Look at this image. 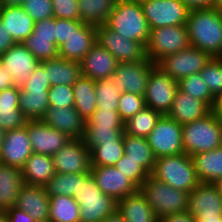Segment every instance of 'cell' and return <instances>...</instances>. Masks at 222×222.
Here are the masks:
<instances>
[{"label":"cell","mask_w":222,"mask_h":222,"mask_svg":"<svg viewBox=\"0 0 222 222\" xmlns=\"http://www.w3.org/2000/svg\"><path fill=\"white\" fill-rule=\"evenodd\" d=\"M124 152L123 136L117 142L101 143L90 149L91 166H114Z\"/></svg>","instance_id":"obj_38"},{"label":"cell","mask_w":222,"mask_h":222,"mask_svg":"<svg viewBox=\"0 0 222 222\" xmlns=\"http://www.w3.org/2000/svg\"><path fill=\"white\" fill-rule=\"evenodd\" d=\"M197 177L202 183H213L222 177V146L191 156Z\"/></svg>","instance_id":"obj_31"},{"label":"cell","mask_w":222,"mask_h":222,"mask_svg":"<svg viewBox=\"0 0 222 222\" xmlns=\"http://www.w3.org/2000/svg\"><path fill=\"white\" fill-rule=\"evenodd\" d=\"M213 184L217 187L219 193L222 195V177L218 178Z\"/></svg>","instance_id":"obj_64"},{"label":"cell","mask_w":222,"mask_h":222,"mask_svg":"<svg viewBox=\"0 0 222 222\" xmlns=\"http://www.w3.org/2000/svg\"><path fill=\"white\" fill-rule=\"evenodd\" d=\"M44 187L49 197L58 195L73 197L78 193L79 173H55Z\"/></svg>","instance_id":"obj_40"},{"label":"cell","mask_w":222,"mask_h":222,"mask_svg":"<svg viewBox=\"0 0 222 222\" xmlns=\"http://www.w3.org/2000/svg\"><path fill=\"white\" fill-rule=\"evenodd\" d=\"M22 8L35 22L53 17V5L51 0H24Z\"/></svg>","instance_id":"obj_48"},{"label":"cell","mask_w":222,"mask_h":222,"mask_svg":"<svg viewBox=\"0 0 222 222\" xmlns=\"http://www.w3.org/2000/svg\"><path fill=\"white\" fill-rule=\"evenodd\" d=\"M40 62L58 57V48L51 38L28 37L22 43Z\"/></svg>","instance_id":"obj_44"},{"label":"cell","mask_w":222,"mask_h":222,"mask_svg":"<svg viewBox=\"0 0 222 222\" xmlns=\"http://www.w3.org/2000/svg\"><path fill=\"white\" fill-rule=\"evenodd\" d=\"M156 66L147 58L138 62L119 63L110 78L121 92L144 96L149 75Z\"/></svg>","instance_id":"obj_12"},{"label":"cell","mask_w":222,"mask_h":222,"mask_svg":"<svg viewBox=\"0 0 222 222\" xmlns=\"http://www.w3.org/2000/svg\"><path fill=\"white\" fill-rule=\"evenodd\" d=\"M24 0H0L1 7L22 6Z\"/></svg>","instance_id":"obj_62"},{"label":"cell","mask_w":222,"mask_h":222,"mask_svg":"<svg viewBox=\"0 0 222 222\" xmlns=\"http://www.w3.org/2000/svg\"><path fill=\"white\" fill-rule=\"evenodd\" d=\"M41 121L71 139H83L86 121L74 107H49Z\"/></svg>","instance_id":"obj_20"},{"label":"cell","mask_w":222,"mask_h":222,"mask_svg":"<svg viewBox=\"0 0 222 222\" xmlns=\"http://www.w3.org/2000/svg\"><path fill=\"white\" fill-rule=\"evenodd\" d=\"M124 134V127H105L99 125H85L83 141L89 148L97 147L101 143L117 142Z\"/></svg>","instance_id":"obj_39"},{"label":"cell","mask_w":222,"mask_h":222,"mask_svg":"<svg viewBox=\"0 0 222 222\" xmlns=\"http://www.w3.org/2000/svg\"><path fill=\"white\" fill-rule=\"evenodd\" d=\"M184 153L189 156L222 146V122L210 112L204 118L182 125Z\"/></svg>","instance_id":"obj_4"},{"label":"cell","mask_w":222,"mask_h":222,"mask_svg":"<svg viewBox=\"0 0 222 222\" xmlns=\"http://www.w3.org/2000/svg\"><path fill=\"white\" fill-rule=\"evenodd\" d=\"M186 28L191 46L222 57V14L212 8L189 10Z\"/></svg>","instance_id":"obj_1"},{"label":"cell","mask_w":222,"mask_h":222,"mask_svg":"<svg viewBox=\"0 0 222 222\" xmlns=\"http://www.w3.org/2000/svg\"><path fill=\"white\" fill-rule=\"evenodd\" d=\"M124 155L138 162L150 175L155 166L156 157L145 137L123 134Z\"/></svg>","instance_id":"obj_33"},{"label":"cell","mask_w":222,"mask_h":222,"mask_svg":"<svg viewBox=\"0 0 222 222\" xmlns=\"http://www.w3.org/2000/svg\"><path fill=\"white\" fill-rule=\"evenodd\" d=\"M105 25L120 36L146 47L150 28L139 1L116 0Z\"/></svg>","instance_id":"obj_2"},{"label":"cell","mask_w":222,"mask_h":222,"mask_svg":"<svg viewBox=\"0 0 222 222\" xmlns=\"http://www.w3.org/2000/svg\"><path fill=\"white\" fill-rule=\"evenodd\" d=\"M84 23L80 20L55 18L56 47L59 48L67 41L73 31H77Z\"/></svg>","instance_id":"obj_51"},{"label":"cell","mask_w":222,"mask_h":222,"mask_svg":"<svg viewBox=\"0 0 222 222\" xmlns=\"http://www.w3.org/2000/svg\"><path fill=\"white\" fill-rule=\"evenodd\" d=\"M102 222H126L124 217L116 210L113 214L108 215Z\"/></svg>","instance_id":"obj_60"},{"label":"cell","mask_w":222,"mask_h":222,"mask_svg":"<svg viewBox=\"0 0 222 222\" xmlns=\"http://www.w3.org/2000/svg\"><path fill=\"white\" fill-rule=\"evenodd\" d=\"M79 63L81 75L95 81L110 78L119 64L118 60L97 42Z\"/></svg>","instance_id":"obj_21"},{"label":"cell","mask_w":222,"mask_h":222,"mask_svg":"<svg viewBox=\"0 0 222 222\" xmlns=\"http://www.w3.org/2000/svg\"><path fill=\"white\" fill-rule=\"evenodd\" d=\"M211 58L208 53L189 46L178 53L165 56L156 65L172 79L179 81L200 72Z\"/></svg>","instance_id":"obj_9"},{"label":"cell","mask_w":222,"mask_h":222,"mask_svg":"<svg viewBox=\"0 0 222 222\" xmlns=\"http://www.w3.org/2000/svg\"><path fill=\"white\" fill-rule=\"evenodd\" d=\"M178 89L195 99L204 101L210 108L214 102V96L205 81L202 80L200 72L179 80Z\"/></svg>","instance_id":"obj_42"},{"label":"cell","mask_w":222,"mask_h":222,"mask_svg":"<svg viewBox=\"0 0 222 222\" xmlns=\"http://www.w3.org/2000/svg\"><path fill=\"white\" fill-rule=\"evenodd\" d=\"M49 90H22L20 88L19 109L27 120H41L49 105Z\"/></svg>","instance_id":"obj_34"},{"label":"cell","mask_w":222,"mask_h":222,"mask_svg":"<svg viewBox=\"0 0 222 222\" xmlns=\"http://www.w3.org/2000/svg\"><path fill=\"white\" fill-rule=\"evenodd\" d=\"M96 41L107 49L119 63L138 62L146 58L145 47L140 43L120 36L106 25L96 26Z\"/></svg>","instance_id":"obj_13"},{"label":"cell","mask_w":222,"mask_h":222,"mask_svg":"<svg viewBox=\"0 0 222 222\" xmlns=\"http://www.w3.org/2000/svg\"><path fill=\"white\" fill-rule=\"evenodd\" d=\"M116 0H78L80 21L91 25H105Z\"/></svg>","instance_id":"obj_35"},{"label":"cell","mask_w":222,"mask_h":222,"mask_svg":"<svg viewBox=\"0 0 222 222\" xmlns=\"http://www.w3.org/2000/svg\"><path fill=\"white\" fill-rule=\"evenodd\" d=\"M211 112L217 115L222 122V92L214 97V102L211 106Z\"/></svg>","instance_id":"obj_59"},{"label":"cell","mask_w":222,"mask_h":222,"mask_svg":"<svg viewBox=\"0 0 222 222\" xmlns=\"http://www.w3.org/2000/svg\"><path fill=\"white\" fill-rule=\"evenodd\" d=\"M73 198L79 204L80 222H102L116 211L117 201L99 189L90 172L79 173L78 193Z\"/></svg>","instance_id":"obj_3"},{"label":"cell","mask_w":222,"mask_h":222,"mask_svg":"<svg viewBox=\"0 0 222 222\" xmlns=\"http://www.w3.org/2000/svg\"><path fill=\"white\" fill-rule=\"evenodd\" d=\"M128 179H130L138 188L150 176V174L136 161L127 158L125 155L114 165Z\"/></svg>","instance_id":"obj_46"},{"label":"cell","mask_w":222,"mask_h":222,"mask_svg":"<svg viewBox=\"0 0 222 222\" xmlns=\"http://www.w3.org/2000/svg\"><path fill=\"white\" fill-rule=\"evenodd\" d=\"M32 153L28 135V121L21 128L6 131L0 149V163L21 170Z\"/></svg>","instance_id":"obj_16"},{"label":"cell","mask_w":222,"mask_h":222,"mask_svg":"<svg viewBox=\"0 0 222 222\" xmlns=\"http://www.w3.org/2000/svg\"><path fill=\"white\" fill-rule=\"evenodd\" d=\"M189 46L191 44L186 25L150 29L145 55L147 59L157 64L165 56L178 53Z\"/></svg>","instance_id":"obj_7"},{"label":"cell","mask_w":222,"mask_h":222,"mask_svg":"<svg viewBox=\"0 0 222 222\" xmlns=\"http://www.w3.org/2000/svg\"><path fill=\"white\" fill-rule=\"evenodd\" d=\"M45 70L51 86L68 85L72 86L82 76L80 63L70 61L61 57L40 62Z\"/></svg>","instance_id":"obj_30"},{"label":"cell","mask_w":222,"mask_h":222,"mask_svg":"<svg viewBox=\"0 0 222 222\" xmlns=\"http://www.w3.org/2000/svg\"><path fill=\"white\" fill-rule=\"evenodd\" d=\"M149 28L185 25L189 9L180 0L140 1Z\"/></svg>","instance_id":"obj_11"},{"label":"cell","mask_w":222,"mask_h":222,"mask_svg":"<svg viewBox=\"0 0 222 222\" xmlns=\"http://www.w3.org/2000/svg\"><path fill=\"white\" fill-rule=\"evenodd\" d=\"M90 173L99 189L115 201L136 193L139 188L115 166H91Z\"/></svg>","instance_id":"obj_15"},{"label":"cell","mask_w":222,"mask_h":222,"mask_svg":"<svg viewBox=\"0 0 222 222\" xmlns=\"http://www.w3.org/2000/svg\"><path fill=\"white\" fill-rule=\"evenodd\" d=\"M116 210L124 217L126 222L158 221L152 207L140 190L118 200Z\"/></svg>","instance_id":"obj_27"},{"label":"cell","mask_w":222,"mask_h":222,"mask_svg":"<svg viewBox=\"0 0 222 222\" xmlns=\"http://www.w3.org/2000/svg\"><path fill=\"white\" fill-rule=\"evenodd\" d=\"M196 222H222V215L211 217H195Z\"/></svg>","instance_id":"obj_61"},{"label":"cell","mask_w":222,"mask_h":222,"mask_svg":"<svg viewBox=\"0 0 222 222\" xmlns=\"http://www.w3.org/2000/svg\"><path fill=\"white\" fill-rule=\"evenodd\" d=\"M29 37L51 38L52 43L56 46L55 18L49 17L35 22L33 33Z\"/></svg>","instance_id":"obj_53"},{"label":"cell","mask_w":222,"mask_h":222,"mask_svg":"<svg viewBox=\"0 0 222 222\" xmlns=\"http://www.w3.org/2000/svg\"><path fill=\"white\" fill-rule=\"evenodd\" d=\"M15 43L6 27L0 21V55L7 52Z\"/></svg>","instance_id":"obj_55"},{"label":"cell","mask_w":222,"mask_h":222,"mask_svg":"<svg viewBox=\"0 0 222 222\" xmlns=\"http://www.w3.org/2000/svg\"><path fill=\"white\" fill-rule=\"evenodd\" d=\"M56 173H89L90 150L82 139H72L52 156Z\"/></svg>","instance_id":"obj_14"},{"label":"cell","mask_w":222,"mask_h":222,"mask_svg":"<svg viewBox=\"0 0 222 222\" xmlns=\"http://www.w3.org/2000/svg\"><path fill=\"white\" fill-rule=\"evenodd\" d=\"M0 61L10 72L15 86L20 88L40 64V61L22 43H15L7 52L0 55Z\"/></svg>","instance_id":"obj_18"},{"label":"cell","mask_w":222,"mask_h":222,"mask_svg":"<svg viewBox=\"0 0 222 222\" xmlns=\"http://www.w3.org/2000/svg\"><path fill=\"white\" fill-rule=\"evenodd\" d=\"M200 74L214 97L222 92V57H212Z\"/></svg>","instance_id":"obj_43"},{"label":"cell","mask_w":222,"mask_h":222,"mask_svg":"<svg viewBox=\"0 0 222 222\" xmlns=\"http://www.w3.org/2000/svg\"><path fill=\"white\" fill-rule=\"evenodd\" d=\"M72 88L74 93V108L87 121L97 109L95 80L80 76L72 85Z\"/></svg>","instance_id":"obj_32"},{"label":"cell","mask_w":222,"mask_h":222,"mask_svg":"<svg viewBox=\"0 0 222 222\" xmlns=\"http://www.w3.org/2000/svg\"><path fill=\"white\" fill-rule=\"evenodd\" d=\"M19 95L16 86L0 92V127L5 131L21 128L28 121L19 109Z\"/></svg>","instance_id":"obj_26"},{"label":"cell","mask_w":222,"mask_h":222,"mask_svg":"<svg viewBox=\"0 0 222 222\" xmlns=\"http://www.w3.org/2000/svg\"><path fill=\"white\" fill-rule=\"evenodd\" d=\"M50 197L44 186L23 184L15 206L30 214L35 221L47 220L49 217Z\"/></svg>","instance_id":"obj_22"},{"label":"cell","mask_w":222,"mask_h":222,"mask_svg":"<svg viewBox=\"0 0 222 222\" xmlns=\"http://www.w3.org/2000/svg\"><path fill=\"white\" fill-rule=\"evenodd\" d=\"M85 125H99L105 127H124V121L121 119L118 110H100L96 109Z\"/></svg>","instance_id":"obj_49"},{"label":"cell","mask_w":222,"mask_h":222,"mask_svg":"<svg viewBox=\"0 0 222 222\" xmlns=\"http://www.w3.org/2000/svg\"><path fill=\"white\" fill-rule=\"evenodd\" d=\"M151 176L189 193L200 183L192 158L186 153L156 158Z\"/></svg>","instance_id":"obj_5"},{"label":"cell","mask_w":222,"mask_h":222,"mask_svg":"<svg viewBox=\"0 0 222 222\" xmlns=\"http://www.w3.org/2000/svg\"><path fill=\"white\" fill-rule=\"evenodd\" d=\"M9 222H35L33 217L26 211L13 206L5 211Z\"/></svg>","instance_id":"obj_54"},{"label":"cell","mask_w":222,"mask_h":222,"mask_svg":"<svg viewBox=\"0 0 222 222\" xmlns=\"http://www.w3.org/2000/svg\"><path fill=\"white\" fill-rule=\"evenodd\" d=\"M145 107L144 96L129 92H122L120 94L118 113L124 122L136 115Z\"/></svg>","instance_id":"obj_45"},{"label":"cell","mask_w":222,"mask_h":222,"mask_svg":"<svg viewBox=\"0 0 222 222\" xmlns=\"http://www.w3.org/2000/svg\"><path fill=\"white\" fill-rule=\"evenodd\" d=\"M6 69L5 65L0 61V92L15 86L10 72Z\"/></svg>","instance_id":"obj_57"},{"label":"cell","mask_w":222,"mask_h":222,"mask_svg":"<svg viewBox=\"0 0 222 222\" xmlns=\"http://www.w3.org/2000/svg\"><path fill=\"white\" fill-rule=\"evenodd\" d=\"M177 90L178 81L156 66L149 75L144 94L146 107L152 108L161 115H167L172 108Z\"/></svg>","instance_id":"obj_10"},{"label":"cell","mask_w":222,"mask_h":222,"mask_svg":"<svg viewBox=\"0 0 222 222\" xmlns=\"http://www.w3.org/2000/svg\"><path fill=\"white\" fill-rule=\"evenodd\" d=\"M211 112V108L202 100L195 99L181 90H177L173 105L167 114L181 125L204 118Z\"/></svg>","instance_id":"obj_24"},{"label":"cell","mask_w":222,"mask_h":222,"mask_svg":"<svg viewBox=\"0 0 222 222\" xmlns=\"http://www.w3.org/2000/svg\"><path fill=\"white\" fill-rule=\"evenodd\" d=\"M28 135L33 153L51 157L72 140L63 132L46 125L41 120H28Z\"/></svg>","instance_id":"obj_17"},{"label":"cell","mask_w":222,"mask_h":222,"mask_svg":"<svg viewBox=\"0 0 222 222\" xmlns=\"http://www.w3.org/2000/svg\"><path fill=\"white\" fill-rule=\"evenodd\" d=\"M95 94L97 98V109L118 110L119 98L122 93L115 88L111 78L99 79L95 81Z\"/></svg>","instance_id":"obj_41"},{"label":"cell","mask_w":222,"mask_h":222,"mask_svg":"<svg viewBox=\"0 0 222 222\" xmlns=\"http://www.w3.org/2000/svg\"><path fill=\"white\" fill-rule=\"evenodd\" d=\"M21 173L24 184L45 186L56 172L51 156L32 153Z\"/></svg>","instance_id":"obj_28"},{"label":"cell","mask_w":222,"mask_h":222,"mask_svg":"<svg viewBox=\"0 0 222 222\" xmlns=\"http://www.w3.org/2000/svg\"><path fill=\"white\" fill-rule=\"evenodd\" d=\"M0 222H9L5 211H0Z\"/></svg>","instance_id":"obj_65"},{"label":"cell","mask_w":222,"mask_h":222,"mask_svg":"<svg viewBox=\"0 0 222 222\" xmlns=\"http://www.w3.org/2000/svg\"><path fill=\"white\" fill-rule=\"evenodd\" d=\"M189 10L213 7L214 0H180Z\"/></svg>","instance_id":"obj_58"},{"label":"cell","mask_w":222,"mask_h":222,"mask_svg":"<svg viewBox=\"0 0 222 222\" xmlns=\"http://www.w3.org/2000/svg\"><path fill=\"white\" fill-rule=\"evenodd\" d=\"M5 133H6V131L0 127V149H1V145L4 141Z\"/></svg>","instance_id":"obj_66"},{"label":"cell","mask_w":222,"mask_h":222,"mask_svg":"<svg viewBox=\"0 0 222 222\" xmlns=\"http://www.w3.org/2000/svg\"><path fill=\"white\" fill-rule=\"evenodd\" d=\"M213 8L222 14V0H214Z\"/></svg>","instance_id":"obj_63"},{"label":"cell","mask_w":222,"mask_h":222,"mask_svg":"<svg viewBox=\"0 0 222 222\" xmlns=\"http://www.w3.org/2000/svg\"><path fill=\"white\" fill-rule=\"evenodd\" d=\"M0 21L16 43H23L33 33L35 26V21L22 6L1 7Z\"/></svg>","instance_id":"obj_25"},{"label":"cell","mask_w":222,"mask_h":222,"mask_svg":"<svg viewBox=\"0 0 222 222\" xmlns=\"http://www.w3.org/2000/svg\"><path fill=\"white\" fill-rule=\"evenodd\" d=\"M35 222H52L50 219L43 220V221H35Z\"/></svg>","instance_id":"obj_67"},{"label":"cell","mask_w":222,"mask_h":222,"mask_svg":"<svg viewBox=\"0 0 222 222\" xmlns=\"http://www.w3.org/2000/svg\"><path fill=\"white\" fill-rule=\"evenodd\" d=\"M51 87L47 71L40 63L31 74L30 78L21 87L22 90H49Z\"/></svg>","instance_id":"obj_52"},{"label":"cell","mask_w":222,"mask_h":222,"mask_svg":"<svg viewBox=\"0 0 222 222\" xmlns=\"http://www.w3.org/2000/svg\"><path fill=\"white\" fill-rule=\"evenodd\" d=\"M79 204L73 197L50 196L49 217L52 222H80Z\"/></svg>","instance_id":"obj_36"},{"label":"cell","mask_w":222,"mask_h":222,"mask_svg":"<svg viewBox=\"0 0 222 222\" xmlns=\"http://www.w3.org/2000/svg\"><path fill=\"white\" fill-rule=\"evenodd\" d=\"M157 222H196V219L189 211H185L163 216Z\"/></svg>","instance_id":"obj_56"},{"label":"cell","mask_w":222,"mask_h":222,"mask_svg":"<svg viewBox=\"0 0 222 222\" xmlns=\"http://www.w3.org/2000/svg\"><path fill=\"white\" fill-rule=\"evenodd\" d=\"M157 218L188 211L189 192L175 189L151 175L139 188Z\"/></svg>","instance_id":"obj_6"},{"label":"cell","mask_w":222,"mask_h":222,"mask_svg":"<svg viewBox=\"0 0 222 222\" xmlns=\"http://www.w3.org/2000/svg\"><path fill=\"white\" fill-rule=\"evenodd\" d=\"M23 184L19 168L0 163V211L15 206Z\"/></svg>","instance_id":"obj_29"},{"label":"cell","mask_w":222,"mask_h":222,"mask_svg":"<svg viewBox=\"0 0 222 222\" xmlns=\"http://www.w3.org/2000/svg\"><path fill=\"white\" fill-rule=\"evenodd\" d=\"M50 107H74V93L72 86L55 85L48 91Z\"/></svg>","instance_id":"obj_47"},{"label":"cell","mask_w":222,"mask_h":222,"mask_svg":"<svg viewBox=\"0 0 222 222\" xmlns=\"http://www.w3.org/2000/svg\"><path fill=\"white\" fill-rule=\"evenodd\" d=\"M188 211L194 217L222 215V195L213 183L200 182L190 193Z\"/></svg>","instance_id":"obj_19"},{"label":"cell","mask_w":222,"mask_h":222,"mask_svg":"<svg viewBox=\"0 0 222 222\" xmlns=\"http://www.w3.org/2000/svg\"><path fill=\"white\" fill-rule=\"evenodd\" d=\"M96 42V26L84 23L58 48V56L79 63Z\"/></svg>","instance_id":"obj_23"},{"label":"cell","mask_w":222,"mask_h":222,"mask_svg":"<svg viewBox=\"0 0 222 222\" xmlns=\"http://www.w3.org/2000/svg\"><path fill=\"white\" fill-rule=\"evenodd\" d=\"M53 17L67 20H80L78 0H51Z\"/></svg>","instance_id":"obj_50"},{"label":"cell","mask_w":222,"mask_h":222,"mask_svg":"<svg viewBox=\"0 0 222 222\" xmlns=\"http://www.w3.org/2000/svg\"><path fill=\"white\" fill-rule=\"evenodd\" d=\"M146 139L156 158L184 153L182 125L168 115H161Z\"/></svg>","instance_id":"obj_8"},{"label":"cell","mask_w":222,"mask_h":222,"mask_svg":"<svg viewBox=\"0 0 222 222\" xmlns=\"http://www.w3.org/2000/svg\"><path fill=\"white\" fill-rule=\"evenodd\" d=\"M160 117L161 114L159 112L145 107L124 122V132L132 136L146 138L155 128Z\"/></svg>","instance_id":"obj_37"}]
</instances>
